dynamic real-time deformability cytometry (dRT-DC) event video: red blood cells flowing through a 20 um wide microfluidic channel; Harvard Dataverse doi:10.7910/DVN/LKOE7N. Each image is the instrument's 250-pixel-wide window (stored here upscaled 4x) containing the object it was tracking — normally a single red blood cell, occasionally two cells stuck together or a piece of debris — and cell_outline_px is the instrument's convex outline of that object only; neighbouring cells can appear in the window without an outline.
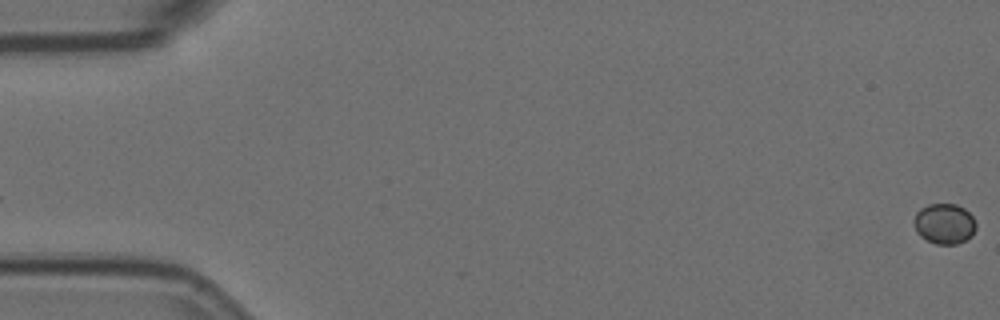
{"species": "Egyptian fruit bat (a non-hibernating species)", "species_latin": "Rousettus aegyptiacus", "temperature_condition": "room temperature", "stored_images_in_passage": 58, "camera_frame_rate_fps": 3000, "um_per_image_px": 0.085, "animal": {"sex": "female"}, "frame": {"image": 1, "passage_image": 1, "time_ms": 0.0, "image_size_px": [1000, 320], "cell_outline_px": [[976, 228], [972, 236], [956, 244], [936, 244], [920, 236], [916, 232], [912, 220], [916, 212], [920, 208], [928, 204], [956, 204], [964, 208], [972, 216], [976, 224]], "centroid_in_image_um": [80.25, 19.01], "position_along_channel_um": 4.8, "area_um2": 14.74}}
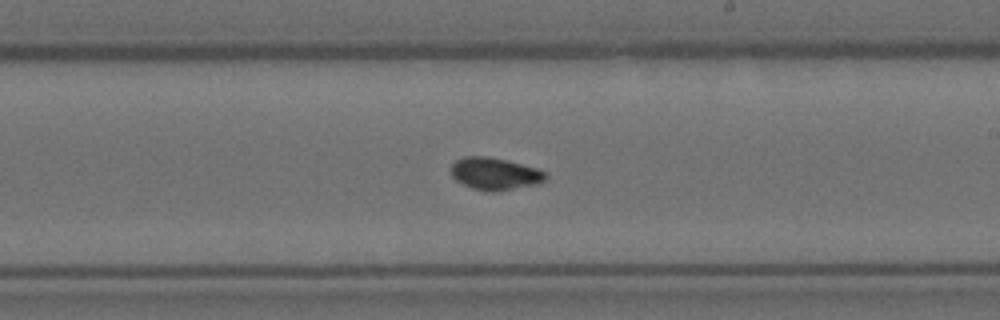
{"frame": {"image": 2, "passage_image": 34, "time_ms": 11.0, "image_size_px": [1000, 320], "cell_outline_px": [[548, 176], [544, 180], [536, 184], [496, 192], [492, 192], [472, 188], [456, 180], [452, 176], [452, 164], [456, 160], [464, 156], [488, 156], [508, 160], [536, 168], [548, 172]], "centroid_in_image_um": [42.08, 14.76], "position_along_channel_um": 246.9, "area_um2": 17.8}}
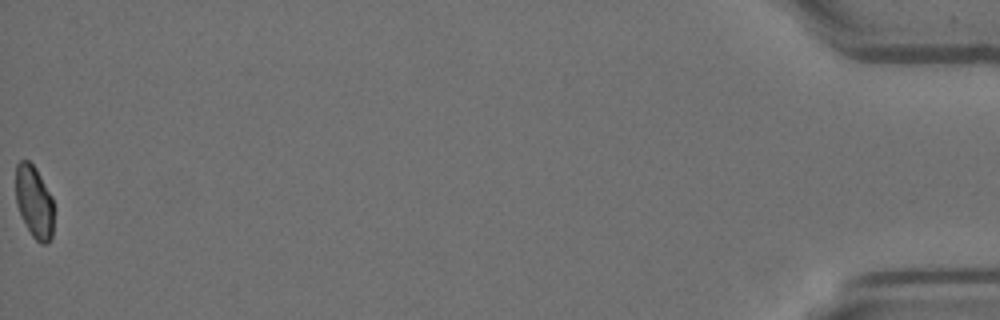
{"frame": {"image": 3, "passage_image": 58, "time_ms": 19.0, "image_size_px": [1000, 320], "cell_outline_px": [[52, 236], [48, 244], [40, 244], [32, 236], [16, 204], [16, 164], [20, 160], [28, 160], [36, 168], [52, 196]], "centroid_in_image_um": [2.9, 17.14], "position_along_channel_um": 432.3, "area_um2": 15.9}}